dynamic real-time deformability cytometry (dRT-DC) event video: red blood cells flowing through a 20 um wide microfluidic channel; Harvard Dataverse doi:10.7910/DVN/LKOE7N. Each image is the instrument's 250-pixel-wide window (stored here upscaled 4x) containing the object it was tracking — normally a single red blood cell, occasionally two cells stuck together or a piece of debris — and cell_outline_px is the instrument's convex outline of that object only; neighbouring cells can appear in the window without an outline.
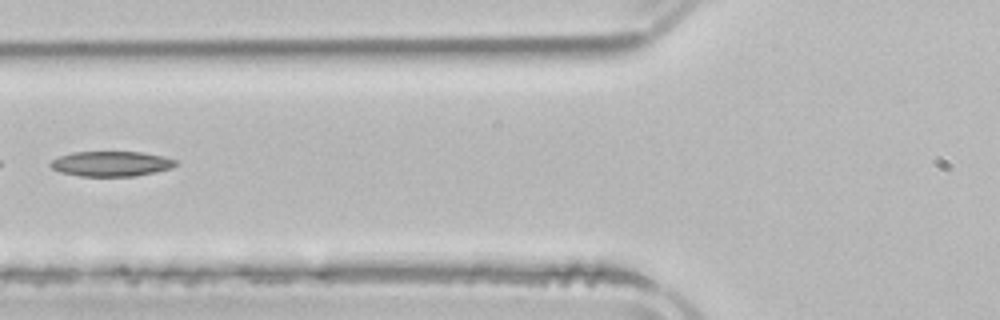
{"species": "common noctule bat (a hibernating species)", "species_latin": "Nyctalus noctula", "temperature_condition": "room temperature", "stored_images_in_passage": 5, "segment_of_instrument_passage": [2, 2], "camera_frame_rate_fps": 3000, "um_per_image_px": 0.085, "animal": {"sex": "male", "body_mass_g": 21.5, "forearm_length_mm": 52.0}, "frame": {"image": 1, "passage_image": 5, "time_ms": 6.0, "image_size_px": [1000, 320], "cell_outline_px": [[176, 164], [172, 168], [156, 172], [136, 176], [80, 176], [60, 172], [52, 168], [48, 164], [52, 160], [60, 156], [72, 152], [144, 152], [164, 156], [176, 160]], "centroid_in_image_um": [9.46, 13.92], "position_along_channel_um": 116.3, "area_um2": 18.38}}